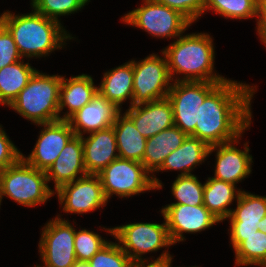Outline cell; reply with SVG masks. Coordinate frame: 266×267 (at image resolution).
<instances>
[{
    "mask_svg": "<svg viewBox=\"0 0 266 267\" xmlns=\"http://www.w3.org/2000/svg\"><path fill=\"white\" fill-rule=\"evenodd\" d=\"M125 114L145 138L153 137L174 125L173 107L167 97L131 106Z\"/></svg>",
    "mask_w": 266,
    "mask_h": 267,
    "instance_id": "e0dca14e",
    "label": "cell"
},
{
    "mask_svg": "<svg viewBox=\"0 0 266 267\" xmlns=\"http://www.w3.org/2000/svg\"><path fill=\"white\" fill-rule=\"evenodd\" d=\"M31 8L47 18L58 20L60 16L71 15L90 2V0H31Z\"/></svg>",
    "mask_w": 266,
    "mask_h": 267,
    "instance_id": "4dcf8cb0",
    "label": "cell"
},
{
    "mask_svg": "<svg viewBox=\"0 0 266 267\" xmlns=\"http://www.w3.org/2000/svg\"><path fill=\"white\" fill-rule=\"evenodd\" d=\"M22 157V153L9 139V136L0 125V168L6 169L7 167L17 163Z\"/></svg>",
    "mask_w": 266,
    "mask_h": 267,
    "instance_id": "d590c367",
    "label": "cell"
},
{
    "mask_svg": "<svg viewBox=\"0 0 266 267\" xmlns=\"http://www.w3.org/2000/svg\"><path fill=\"white\" fill-rule=\"evenodd\" d=\"M171 9L179 11L191 23L197 21L204 13L205 0H155Z\"/></svg>",
    "mask_w": 266,
    "mask_h": 267,
    "instance_id": "836d02e7",
    "label": "cell"
},
{
    "mask_svg": "<svg viewBox=\"0 0 266 267\" xmlns=\"http://www.w3.org/2000/svg\"><path fill=\"white\" fill-rule=\"evenodd\" d=\"M236 209H232L230 236H251L258 230L257 224L266 215V196L241 191L236 200Z\"/></svg>",
    "mask_w": 266,
    "mask_h": 267,
    "instance_id": "ffe728a7",
    "label": "cell"
},
{
    "mask_svg": "<svg viewBox=\"0 0 266 267\" xmlns=\"http://www.w3.org/2000/svg\"><path fill=\"white\" fill-rule=\"evenodd\" d=\"M114 103L108 101L99 92L92 100L73 114L67 121L75 136H83L113 126L121 112Z\"/></svg>",
    "mask_w": 266,
    "mask_h": 267,
    "instance_id": "2e32d148",
    "label": "cell"
},
{
    "mask_svg": "<svg viewBox=\"0 0 266 267\" xmlns=\"http://www.w3.org/2000/svg\"><path fill=\"white\" fill-rule=\"evenodd\" d=\"M59 215L47 222L41 229L38 247L44 263L43 267H72L77 261L74 248V226Z\"/></svg>",
    "mask_w": 266,
    "mask_h": 267,
    "instance_id": "8fae6325",
    "label": "cell"
},
{
    "mask_svg": "<svg viewBox=\"0 0 266 267\" xmlns=\"http://www.w3.org/2000/svg\"><path fill=\"white\" fill-rule=\"evenodd\" d=\"M132 267H163L161 263H135Z\"/></svg>",
    "mask_w": 266,
    "mask_h": 267,
    "instance_id": "f35d334b",
    "label": "cell"
},
{
    "mask_svg": "<svg viewBox=\"0 0 266 267\" xmlns=\"http://www.w3.org/2000/svg\"><path fill=\"white\" fill-rule=\"evenodd\" d=\"M214 50L212 37L208 33H192L182 34L161 52L166 57L172 82H225L227 78L214 71ZM177 74L184 76L177 78L174 76Z\"/></svg>",
    "mask_w": 266,
    "mask_h": 267,
    "instance_id": "3957f363",
    "label": "cell"
},
{
    "mask_svg": "<svg viewBox=\"0 0 266 267\" xmlns=\"http://www.w3.org/2000/svg\"><path fill=\"white\" fill-rule=\"evenodd\" d=\"M257 20V34L261 42L266 46V0H261L259 4V13Z\"/></svg>",
    "mask_w": 266,
    "mask_h": 267,
    "instance_id": "8d00e7d4",
    "label": "cell"
},
{
    "mask_svg": "<svg viewBox=\"0 0 266 267\" xmlns=\"http://www.w3.org/2000/svg\"><path fill=\"white\" fill-rule=\"evenodd\" d=\"M45 173L48 183L51 180L54 182L55 191L62 185L87 175L84 166L83 143L80 136H74L65 145L55 162Z\"/></svg>",
    "mask_w": 266,
    "mask_h": 267,
    "instance_id": "d6986e66",
    "label": "cell"
},
{
    "mask_svg": "<svg viewBox=\"0 0 266 267\" xmlns=\"http://www.w3.org/2000/svg\"><path fill=\"white\" fill-rule=\"evenodd\" d=\"M2 173H3V169L0 168V205L2 202Z\"/></svg>",
    "mask_w": 266,
    "mask_h": 267,
    "instance_id": "b9f144b4",
    "label": "cell"
},
{
    "mask_svg": "<svg viewBox=\"0 0 266 267\" xmlns=\"http://www.w3.org/2000/svg\"><path fill=\"white\" fill-rule=\"evenodd\" d=\"M235 266L266 267V233L257 230L251 236H230Z\"/></svg>",
    "mask_w": 266,
    "mask_h": 267,
    "instance_id": "4316f807",
    "label": "cell"
},
{
    "mask_svg": "<svg viewBox=\"0 0 266 267\" xmlns=\"http://www.w3.org/2000/svg\"><path fill=\"white\" fill-rule=\"evenodd\" d=\"M150 174L141 162L118 157L97 175L108 201L113 194L123 198L160 190L162 182Z\"/></svg>",
    "mask_w": 266,
    "mask_h": 267,
    "instance_id": "5b68a950",
    "label": "cell"
},
{
    "mask_svg": "<svg viewBox=\"0 0 266 267\" xmlns=\"http://www.w3.org/2000/svg\"><path fill=\"white\" fill-rule=\"evenodd\" d=\"M187 135L173 125L166 130L147 138L142 164L150 172H156L172 151L182 145Z\"/></svg>",
    "mask_w": 266,
    "mask_h": 267,
    "instance_id": "603a6c76",
    "label": "cell"
},
{
    "mask_svg": "<svg viewBox=\"0 0 266 267\" xmlns=\"http://www.w3.org/2000/svg\"><path fill=\"white\" fill-rule=\"evenodd\" d=\"M87 174L97 175L119 157L113 126L81 136ZM117 152V153H116Z\"/></svg>",
    "mask_w": 266,
    "mask_h": 267,
    "instance_id": "ac0fdd59",
    "label": "cell"
},
{
    "mask_svg": "<svg viewBox=\"0 0 266 267\" xmlns=\"http://www.w3.org/2000/svg\"><path fill=\"white\" fill-rule=\"evenodd\" d=\"M72 267H91L89 262L87 261H79L77 260Z\"/></svg>",
    "mask_w": 266,
    "mask_h": 267,
    "instance_id": "60d3db41",
    "label": "cell"
},
{
    "mask_svg": "<svg viewBox=\"0 0 266 267\" xmlns=\"http://www.w3.org/2000/svg\"><path fill=\"white\" fill-rule=\"evenodd\" d=\"M91 267H132L135 263L119 243L109 241L89 261Z\"/></svg>",
    "mask_w": 266,
    "mask_h": 267,
    "instance_id": "1f68e13d",
    "label": "cell"
},
{
    "mask_svg": "<svg viewBox=\"0 0 266 267\" xmlns=\"http://www.w3.org/2000/svg\"><path fill=\"white\" fill-rule=\"evenodd\" d=\"M22 59L14 38L0 23V69Z\"/></svg>",
    "mask_w": 266,
    "mask_h": 267,
    "instance_id": "e575fe53",
    "label": "cell"
},
{
    "mask_svg": "<svg viewBox=\"0 0 266 267\" xmlns=\"http://www.w3.org/2000/svg\"><path fill=\"white\" fill-rule=\"evenodd\" d=\"M172 244L184 241L183 233H197L221 222L204 205L168 204L161 209Z\"/></svg>",
    "mask_w": 266,
    "mask_h": 267,
    "instance_id": "4fadbf2b",
    "label": "cell"
},
{
    "mask_svg": "<svg viewBox=\"0 0 266 267\" xmlns=\"http://www.w3.org/2000/svg\"><path fill=\"white\" fill-rule=\"evenodd\" d=\"M39 125L43 128L33 150L28 157L22 154L21 158L27 164L46 172L75 133L66 120Z\"/></svg>",
    "mask_w": 266,
    "mask_h": 267,
    "instance_id": "5bb4252c",
    "label": "cell"
},
{
    "mask_svg": "<svg viewBox=\"0 0 266 267\" xmlns=\"http://www.w3.org/2000/svg\"><path fill=\"white\" fill-rule=\"evenodd\" d=\"M237 139L210 146L209 154L216 151V164L213 178L228 182L236 186L244 178L251 174L252 156L249 154L250 149L248 142L244 144V150L235 147L239 143ZM236 144V145H234Z\"/></svg>",
    "mask_w": 266,
    "mask_h": 267,
    "instance_id": "9a60e30c",
    "label": "cell"
},
{
    "mask_svg": "<svg viewBox=\"0 0 266 267\" xmlns=\"http://www.w3.org/2000/svg\"><path fill=\"white\" fill-rule=\"evenodd\" d=\"M121 21L162 39H177L192 24L179 11L155 0H143L141 7L125 14Z\"/></svg>",
    "mask_w": 266,
    "mask_h": 267,
    "instance_id": "ba28073f",
    "label": "cell"
},
{
    "mask_svg": "<svg viewBox=\"0 0 266 267\" xmlns=\"http://www.w3.org/2000/svg\"><path fill=\"white\" fill-rule=\"evenodd\" d=\"M61 83L62 76L37 70L9 107L37 125L58 121Z\"/></svg>",
    "mask_w": 266,
    "mask_h": 267,
    "instance_id": "277c9868",
    "label": "cell"
},
{
    "mask_svg": "<svg viewBox=\"0 0 266 267\" xmlns=\"http://www.w3.org/2000/svg\"><path fill=\"white\" fill-rule=\"evenodd\" d=\"M98 92L108 101L114 103L120 110L121 104L130 99L133 100V63L125 62L108 72H104Z\"/></svg>",
    "mask_w": 266,
    "mask_h": 267,
    "instance_id": "cb8c5ba5",
    "label": "cell"
},
{
    "mask_svg": "<svg viewBox=\"0 0 266 267\" xmlns=\"http://www.w3.org/2000/svg\"><path fill=\"white\" fill-rule=\"evenodd\" d=\"M233 184L208 177L204 185L203 205L221 222L226 220L232 209L229 207L238 199L242 190Z\"/></svg>",
    "mask_w": 266,
    "mask_h": 267,
    "instance_id": "484cf974",
    "label": "cell"
},
{
    "mask_svg": "<svg viewBox=\"0 0 266 267\" xmlns=\"http://www.w3.org/2000/svg\"><path fill=\"white\" fill-rule=\"evenodd\" d=\"M210 146L194 136H187L182 145L166 157L162 166L156 171L179 170L178 175H192L191 171L209 156Z\"/></svg>",
    "mask_w": 266,
    "mask_h": 267,
    "instance_id": "7402d4cb",
    "label": "cell"
},
{
    "mask_svg": "<svg viewBox=\"0 0 266 267\" xmlns=\"http://www.w3.org/2000/svg\"><path fill=\"white\" fill-rule=\"evenodd\" d=\"M172 258H173V256L169 254V251L165 250L154 261L151 260V263H161L163 265V267H172V265H171L172 264ZM192 267H196V266H192Z\"/></svg>",
    "mask_w": 266,
    "mask_h": 267,
    "instance_id": "74e56055",
    "label": "cell"
},
{
    "mask_svg": "<svg viewBox=\"0 0 266 267\" xmlns=\"http://www.w3.org/2000/svg\"><path fill=\"white\" fill-rule=\"evenodd\" d=\"M10 11L0 15V23L9 31L22 58L49 56L52 51L64 47L72 37L59 21L47 18L32 10L18 14Z\"/></svg>",
    "mask_w": 266,
    "mask_h": 267,
    "instance_id": "7a4b0ae2",
    "label": "cell"
},
{
    "mask_svg": "<svg viewBox=\"0 0 266 267\" xmlns=\"http://www.w3.org/2000/svg\"><path fill=\"white\" fill-rule=\"evenodd\" d=\"M223 82L174 81L167 98L172 104L174 125L187 136L195 137L198 107L204 99Z\"/></svg>",
    "mask_w": 266,
    "mask_h": 267,
    "instance_id": "30bf717a",
    "label": "cell"
},
{
    "mask_svg": "<svg viewBox=\"0 0 266 267\" xmlns=\"http://www.w3.org/2000/svg\"><path fill=\"white\" fill-rule=\"evenodd\" d=\"M261 0H205V9L213 10L224 18L248 19L258 18Z\"/></svg>",
    "mask_w": 266,
    "mask_h": 267,
    "instance_id": "f1b7e54d",
    "label": "cell"
},
{
    "mask_svg": "<svg viewBox=\"0 0 266 267\" xmlns=\"http://www.w3.org/2000/svg\"><path fill=\"white\" fill-rule=\"evenodd\" d=\"M204 185L194 174L178 175L171 187L176 202L170 204L203 205Z\"/></svg>",
    "mask_w": 266,
    "mask_h": 267,
    "instance_id": "f546056e",
    "label": "cell"
},
{
    "mask_svg": "<svg viewBox=\"0 0 266 267\" xmlns=\"http://www.w3.org/2000/svg\"><path fill=\"white\" fill-rule=\"evenodd\" d=\"M258 230H260L263 233H266V215L260 220V222L257 224Z\"/></svg>",
    "mask_w": 266,
    "mask_h": 267,
    "instance_id": "ab89813d",
    "label": "cell"
},
{
    "mask_svg": "<svg viewBox=\"0 0 266 267\" xmlns=\"http://www.w3.org/2000/svg\"><path fill=\"white\" fill-rule=\"evenodd\" d=\"M151 54L133 63V100L132 106L166 98L172 84L167 60Z\"/></svg>",
    "mask_w": 266,
    "mask_h": 267,
    "instance_id": "9c48e42d",
    "label": "cell"
},
{
    "mask_svg": "<svg viewBox=\"0 0 266 267\" xmlns=\"http://www.w3.org/2000/svg\"><path fill=\"white\" fill-rule=\"evenodd\" d=\"M117 239L122 250L134 263H151L142 255L165 249L172 244L166 221L160 223L135 222L113 228H102Z\"/></svg>",
    "mask_w": 266,
    "mask_h": 267,
    "instance_id": "52a82bcc",
    "label": "cell"
},
{
    "mask_svg": "<svg viewBox=\"0 0 266 267\" xmlns=\"http://www.w3.org/2000/svg\"><path fill=\"white\" fill-rule=\"evenodd\" d=\"M2 199L4 196L25 207H35L53 197L45 171L27 164L22 158L3 170Z\"/></svg>",
    "mask_w": 266,
    "mask_h": 267,
    "instance_id": "8992f818",
    "label": "cell"
},
{
    "mask_svg": "<svg viewBox=\"0 0 266 267\" xmlns=\"http://www.w3.org/2000/svg\"><path fill=\"white\" fill-rule=\"evenodd\" d=\"M36 71L23 59L0 69V104L9 106Z\"/></svg>",
    "mask_w": 266,
    "mask_h": 267,
    "instance_id": "83f0119b",
    "label": "cell"
},
{
    "mask_svg": "<svg viewBox=\"0 0 266 267\" xmlns=\"http://www.w3.org/2000/svg\"><path fill=\"white\" fill-rule=\"evenodd\" d=\"M256 86L227 79L198 107L195 137L209 146L242 137L250 129L251 100Z\"/></svg>",
    "mask_w": 266,
    "mask_h": 267,
    "instance_id": "6da1fadb",
    "label": "cell"
},
{
    "mask_svg": "<svg viewBox=\"0 0 266 267\" xmlns=\"http://www.w3.org/2000/svg\"><path fill=\"white\" fill-rule=\"evenodd\" d=\"M54 194L64 213L83 214L102 208L108 202L98 175L87 174L73 182L62 185Z\"/></svg>",
    "mask_w": 266,
    "mask_h": 267,
    "instance_id": "7c38bea8",
    "label": "cell"
},
{
    "mask_svg": "<svg viewBox=\"0 0 266 267\" xmlns=\"http://www.w3.org/2000/svg\"><path fill=\"white\" fill-rule=\"evenodd\" d=\"M108 242L98 233L87 229L79 231L75 229L74 248L76 259L88 262Z\"/></svg>",
    "mask_w": 266,
    "mask_h": 267,
    "instance_id": "d6a6232c",
    "label": "cell"
},
{
    "mask_svg": "<svg viewBox=\"0 0 266 267\" xmlns=\"http://www.w3.org/2000/svg\"><path fill=\"white\" fill-rule=\"evenodd\" d=\"M119 157L142 162L147 138L136 129L133 121L121 112L113 124Z\"/></svg>",
    "mask_w": 266,
    "mask_h": 267,
    "instance_id": "d4e9b609",
    "label": "cell"
},
{
    "mask_svg": "<svg viewBox=\"0 0 266 267\" xmlns=\"http://www.w3.org/2000/svg\"><path fill=\"white\" fill-rule=\"evenodd\" d=\"M97 92L98 86L94 85L93 78L90 75L81 74L72 76L70 79L62 76L59 95V115L65 107L69 111L64 112V115L60 116V120L67 121L73 114L89 103Z\"/></svg>",
    "mask_w": 266,
    "mask_h": 267,
    "instance_id": "44dd1931",
    "label": "cell"
}]
</instances>
